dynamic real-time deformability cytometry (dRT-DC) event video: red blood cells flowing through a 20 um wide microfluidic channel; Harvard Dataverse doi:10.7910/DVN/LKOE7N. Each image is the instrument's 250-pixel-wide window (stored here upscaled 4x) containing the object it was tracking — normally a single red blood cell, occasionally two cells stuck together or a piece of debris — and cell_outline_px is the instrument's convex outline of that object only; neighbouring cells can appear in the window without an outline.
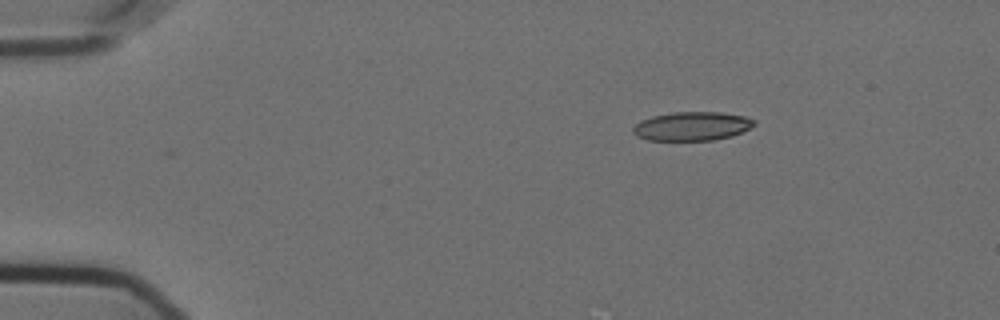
{"species": "Egyptian fruit bat (a non-hibernating species)", "species_latin": "Rousettus aegyptiacus", "temperature_condition": "cold", "stored_images_in_passage": 41, "camera_frame_rate_fps": 3000, "um_per_image_px": 0.085, "animal": {"sex": "female"}, "frame": {"image": 1, "passage_image": 1, "time_ms": 0.0, "image_size_px": [1000, 320], "cell_outline_px": [[756, 124], [732, 136], [712, 140], [648, 140], [636, 136], [632, 132], [632, 128], [640, 120], [652, 116], [672, 112], [720, 112], [744, 116], [756, 120]], "centroid_in_image_um": [58.79, 10.72], "position_along_channel_um": 26.2, "area_um2": 20.35}}
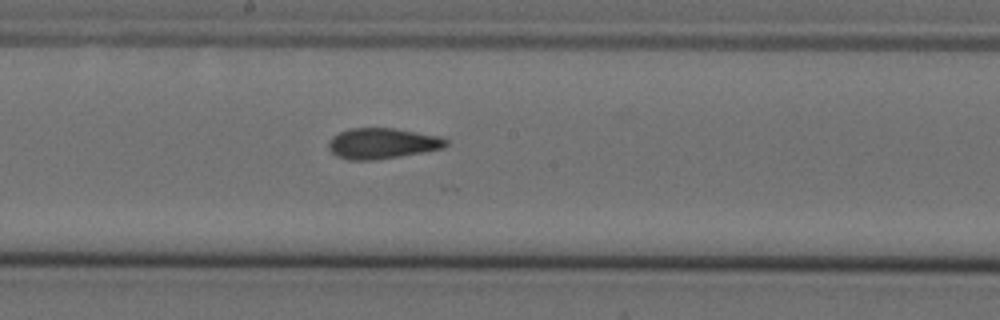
{"frame": {"image": 2, "passage_image": 23, "time_ms": 7.333, "image_size_px": [1000, 320], "cell_outline_px": [[448, 144], [444, 148], [424, 152], [376, 160], [348, 160], [336, 156], [328, 148], [328, 144], [332, 136], [340, 132], [352, 128], [392, 128], [440, 136], [448, 140]], "centroid_in_image_um": [32.49, 12.2], "position_along_channel_um": 215.7, "area_um2": 21.04}}
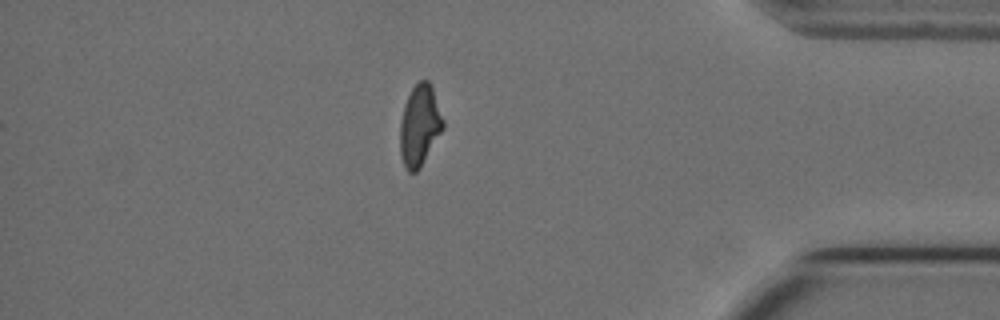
{"frame": {"image": 3, "passage_image": 41, "time_ms": 13.333, "image_size_px": [1000, 320], "cell_outline_px": [[444, 128], [420, 168], [416, 172], [408, 172], [404, 168], [400, 152], [400, 120], [404, 104], [412, 88], [420, 80], [428, 80], [432, 84], [444, 120]], "centroid_in_image_um": [35.67, 10.66], "position_along_channel_um": 399.5, "area_um2": 20.58}, "authors_computed_cell_mechanics": {"area_um2": 20.9814, "velocity_mm_per_s": 3.5914, "shape_relaxation_time_tau1_ms": 4.7545, "shape_relaxation_time_tau2_ms": 1.9134, "deformation_change_tau1": 0.162, "deformation_change_tau2": 0.0995}}